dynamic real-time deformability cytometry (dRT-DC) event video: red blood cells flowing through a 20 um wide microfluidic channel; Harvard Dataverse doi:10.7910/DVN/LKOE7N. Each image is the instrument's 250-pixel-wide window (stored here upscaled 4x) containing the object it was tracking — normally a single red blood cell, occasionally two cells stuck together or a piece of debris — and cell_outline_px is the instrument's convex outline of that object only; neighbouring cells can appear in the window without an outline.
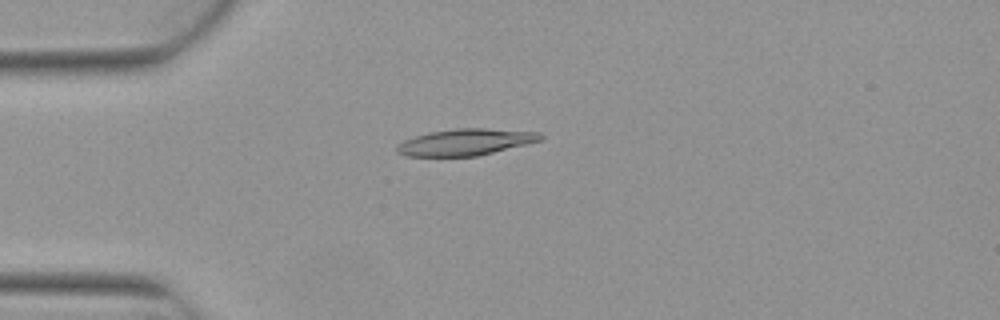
{"species": "Egyptian fruit bat (a non-hibernating species)", "species_latin": "Rousettus aegyptiacus", "temperature_condition": "warm", "stored_images_in_passage": 3, "camera_frame_rate_fps": 3000, "um_per_image_px": 0.085, "animal": {"sex": "female"}, "frame": {"image": 1, "passage_image": 3, "time_ms": 0.667, "image_size_px": [1000, 320], "cell_outline_px": [[544, 140], [476, 156], [408, 156], [396, 152], [396, 144], [404, 140], [428, 132], [456, 128], [488, 128], [540, 132], [544, 136]], "centroid_in_image_um": [39.59, 12.07], "position_along_channel_um": 45.4, "area_um2": 22.31}}